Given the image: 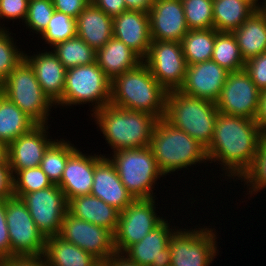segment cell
<instances>
[{"instance_id":"1","label":"cell","mask_w":266,"mask_h":266,"mask_svg":"<svg viewBox=\"0 0 266 266\" xmlns=\"http://www.w3.org/2000/svg\"><path fill=\"white\" fill-rule=\"evenodd\" d=\"M263 136L254 120L218 113L214 134L206 148L209 163L216 162L229 179L236 180L249 168ZM228 173V174H227Z\"/></svg>"},{"instance_id":"2","label":"cell","mask_w":266,"mask_h":266,"mask_svg":"<svg viewBox=\"0 0 266 266\" xmlns=\"http://www.w3.org/2000/svg\"><path fill=\"white\" fill-rule=\"evenodd\" d=\"M113 151L150 147L159 120L150 113L132 111L108 104L91 114Z\"/></svg>"},{"instance_id":"3","label":"cell","mask_w":266,"mask_h":266,"mask_svg":"<svg viewBox=\"0 0 266 266\" xmlns=\"http://www.w3.org/2000/svg\"><path fill=\"white\" fill-rule=\"evenodd\" d=\"M167 91L142 62L111 82L110 104L164 118Z\"/></svg>"},{"instance_id":"4","label":"cell","mask_w":266,"mask_h":266,"mask_svg":"<svg viewBox=\"0 0 266 266\" xmlns=\"http://www.w3.org/2000/svg\"><path fill=\"white\" fill-rule=\"evenodd\" d=\"M150 148L163 175L208 161L203 145L164 118L155 125Z\"/></svg>"},{"instance_id":"5","label":"cell","mask_w":266,"mask_h":266,"mask_svg":"<svg viewBox=\"0 0 266 266\" xmlns=\"http://www.w3.org/2000/svg\"><path fill=\"white\" fill-rule=\"evenodd\" d=\"M218 113L216 102L190 97L178 90L167 93L164 119L205 148L212 141Z\"/></svg>"},{"instance_id":"6","label":"cell","mask_w":266,"mask_h":266,"mask_svg":"<svg viewBox=\"0 0 266 266\" xmlns=\"http://www.w3.org/2000/svg\"><path fill=\"white\" fill-rule=\"evenodd\" d=\"M111 157L121 182L134 199L155 198L152 189L164 175L150 147L117 150Z\"/></svg>"},{"instance_id":"7","label":"cell","mask_w":266,"mask_h":266,"mask_svg":"<svg viewBox=\"0 0 266 266\" xmlns=\"http://www.w3.org/2000/svg\"><path fill=\"white\" fill-rule=\"evenodd\" d=\"M0 92L37 124H48L54 105L44 94L33 68L23 59L0 85Z\"/></svg>"},{"instance_id":"8","label":"cell","mask_w":266,"mask_h":266,"mask_svg":"<svg viewBox=\"0 0 266 266\" xmlns=\"http://www.w3.org/2000/svg\"><path fill=\"white\" fill-rule=\"evenodd\" d=\"M111 81L96 62L66 70L65 87L58 106L92 103L93 113L110 104Z\"/></svg>"},{"instance_id":"9","label":"cell","mask_w":266,"mask_h":266,"mask_svg":"<svg viewBox=\"0 0 266 266\" xmlns=\"http://www.w3.org/2000/svg\"><path fill=\"white\" fill-rule=\"evenodd\" d=\"M177 228L169 240L170 266H209L218 254L214 229ZM198 229V230H197Z\"/></svg>"},{"instance_id":"10","label":"cell","mask_w":266,"mask_h":266,"mask_svg":"<svg viewBox=\"0 0 266 266\" xmlns=\"http://www.w3.org/2000/svg\"><path fill=\"white\" fill-rule=\"evenodd\" d=\"M5 210L11 257L43 255L46 238L37 228L22 200L14 196L5 199Z\"/></svg>"},{"instance_id":"11","label":"cell","mask_w":266,"mask_h":266,"mask_svg":"<svg viewBox=\"0 0 266 266\" xmlns=\"http://www.w3.org/2000/svg\"><path fill=\"white\" fill-rule=\"evenodd\" d=\"M155 199H134L119 214L117 230L114 234V249L123 254L130 246L141 241L163 220L157 215Z\"/></svg>"},{"instance_id":"12","label":"cell","mask_w":266,"mask_h":266,"mask_svg":"<svg viewBox=\"0 0 266 266\" xmlns=\"http://www.w3.org/2000/svg\"><path fill=\"white\" fill-rule=\"evenodd\" d=\"M28 208L39 231L45 238L57 236L68 212V201L57 184L26 194H13Z\"/></svg>"},{"instance_id":"13","label":"cell","mask_w":266,"mask_h":266,"mask_svg":"<svg viewBox=\"0 0 266 266\" xmlns=\"http://www.w3.org/2000/svg\"><path fill=\"white\" fill-rule=\"evenodd\" d=\"M143 63L167 92L183 85L188 65L180 42L152 40Z\"/></svg>"},{"instance_id":"14","label":"cell","mask_w":266,"mask_h":266,"mask_svg":"<svg viewBox=\"0 0 266 266\" xmlns=\"http://www.w3.org/2000/svg\"><path fill=\"white\" fill-rule=\"evenodd\" d=\"M58 236L91 253L101 263L116 254L114 235L109 230L76 218L69 212L63 219Z\"/></svg>"},{"instance_id":"15","label":"cell","mask_w":266,"mask_h":266,"mask_svg":"<svg viewBox=\"0 0 266 266\" xmlns=\"http://www.w3.org/2000/svg\"><path fill=\"white\" fill-rule=\"evenodd\" d=\"M260 90L245 69L230 72L216 101L220 113L254 120Z\"/></svg>"},{"instance_id":"16","label":"cell","mask_w":266,"mask_h":266,"mask_svg":"<svg viewBox=\"0 0 266 266\" xmlns=\"http://www.w3.org/2000/svg\"><path fill=\"white\" fill-rule=\"evenodd\" d=\"M229 73L212 60L188 65L185 80L178 91L190 97L216 102Z\"/></svg>"},{"instance_id":"17","label":"cell","mask_w":266,"mask_h":266,"mask_svg":"<svg viewBox=\"0 0 266 266\" xmlns=\"http://www.w3.org/2000/svg\"><path fill=\"white\" fill-rule=\"evenodd\" d=\"M148 15L151 40L181 42L189 31L181 0H154Z\"/></svg>"},{"instance_id":"18","label":"cell","mask_w":266,"mask_h":266,"mask_svg":"<svg viewBox=\"0 0 266 266\" xmlns=\"http://www.w3.org/2000/svg\"><path fill=\"white\" fill-rule=\"evenodd\" d=\"M48 128L47 124H37L8 145V163L12 175L19 170L40 166L46 150L55 141L48 139Z\"/></svg>"},{"instance_id":"19","label":"cell","mask_w":266,"mask_h":266,"mask_svg":"<svg viewBox=\"0 0 266 266\" xmlns=\"http://www.w3.org/2000/svg\"><path fill=\"white\" fill-rule=\"evenodd\" d=\"M164 219L141 241L130 246L122 255L141 266H170L169 240L176 229Z\"/></svg>"},{"instance_id":"20","label":"cell","mask_w":266,"mask_h":266,"mask_svg":"<svg viewBox=\"0 0 266 266\" xmlns=\"http://www.w3.org/2000/svg\"><path fill=\"white\" fill-rule=\"evenodd\" d=\"M90 194L123 211L133 200L110 158L94 154V178Z\"/></svg>"},{"instance_id":"21","label":"cell","mask_w":266,"mask_h":266,"mask_svg":"<svg viewBox=\"0 0 266 266\" xmlns=\"http://www.w3.org/2000/svg\"><path fill=\"white\" fill-rule=\"evenodd\" d=\"M113 37L122 41L143 60L152 41L148 13L127 10L113 17Z\"/></svg>"},{"instance_id":"22","label":"cell","mask_w":266,"mask_h":266,"mask_svg":"<svg viewBox=\"0 0 266 266\" xmlns=\"http://www.w3.org/2000/svg\"><path fill=\"white\" fill-rule=\"evenodd\" d=\"M24 59L33 68L35 76L50 101L57 105L63 96L66 68L52 51L39 52L31 57L24 54Z\"/></svg>"},{"instance_id":"23","label":"cell","mask_w":266,"mask_h":266,"mask_svg":"<svg viewBox=\"0 0 266 266\" xmlns=\"http://www.w3.org/2000/svg\"><path fill=\"white\" fill-rule=\"evenodd\" d=\"M94 178V156L76 149L69 157L61 181L57 184L67 201L90 195Z\"/></svg>"},{"instance_id":"24","label":"cell","mask_w":266,"mask_h":266,"mask_svg":"<svg viewBox=\"0 0 266 266\" xmlns=\"http://www.w3.org/2000/svg\"><path fill=\"white\" fill-rule=\"evenodd\" d=\"M76 35L98 50L113 37V17L90 2L76 19Z\"/></svg>"},{"instance_id":"25","label":"cell","mask_w":266,"mask_h":266,"mask_svg":"<svg viewBox=\"0 0 266 266\" xmlns=\"http://www.w3.org/2000/svg\"><path fill=\"white\" fill-rule=\"evenodd\" d=\"M68 212L76 218L106 228L113 235L117 230L120 211L91 194L70 199Z\"/></svg>"},{"instance_id":"26","label":"cell","mask_w":266,"mask_h":266,"mask_svg":"<svg viewBox=\"0 0 266 266\" xmlns=\"http://www.w3.org/2000/svg\"><path fill=\"white\" fill-rule=\"evenodd\" d=\"M142 62L143 60L134 51L114 37L96 50V63L111 82Z\"/></svg>"},{"instance_id":"27","label":"cell","mask_w":266,"mask_h":266,"mask_svg":"<svg viewBox=\"0 0 266 266\" xmlns=\"http://www.w3.org/2000/svg\"><path fill=\"white\" fill-rule=\"evenodd\" d=\"M43 257L48 266H99L101 264L91 253L65 241L58 235L46 238Z\"/></svg>"},{"instance_id":"28","label":"cell","mask_w":266,"mask_h":266,"mask_svg":"<svg viewBox=\"0 0 266 266\" xmlns=\"http://www.w3.org/2000/svg\"><path fill=\"white\" fill-rule=\"evenodd\" d=\"M232 33L245 62L266 52V17L259 9Z\"/></svg>"},{"instance_id":"29","label":"cell","mask_w":266,"mask_h":266,"mask_svg":"<svg viewBox=\"0 0 266 266\" xmlns=\"http://www.w3.org/2000/svg\"><path fill=\"white\" fill-rule=\"evenodd\" d=\"M259 0H213L214 29L233 32L258 9Z\"/></svg>"},{"instance_id":"30","label":"cell","mask_w":266,"mask_h":266,"mask_svg":"<svg viewBox=\"0 0 266 266\" xmlns=\"http://www.w3.org/2000/svg\"><path fill=\"white\" fill-rule=\"evenodd\" d=\"M37 123L0 92V140L9 145Z\"/></svg>"},{"instance_id":"31","label":"cell","mask_w":266,"mask_h":266,"mask_svg":"<svg viewBox=\"0 0 266 266\" xmlns=\"http://www.w3.org/2000/svg\"><path fill=\"white\" fill-rule=\"evenodd\" d=\"M180 43L187 65L209 61L215 45V29L189 30Z\"/></svg>"},{"instance_id":"32","label":"cell","mask_w":266,"mask_h":266,"mask_svg":"<svg viewBox=\"0 0 266 266\" xmlns=\"http://www.w3.org/2000/svg\"><path fill=\"white\" fill-rule=\"evenodd\" d=\"M52 48L66 69L96 62V50L77 35Z\"/></svg>"},{"instance_id":"33","label":"cell","mask_w":266,"mask_h":266,"mask_svg":"<svg viewBox=\"0 0 266 266\" xmlns=\"http://www.w3.org/2000/svg\"><path fill=\"white\" fill-rule=\"evenodd\" d=\"M211 60L229 72L245 68V61L232 32H218L215 30V45Z\"/></svg>"},{"instance_id":"34","label":"cell","mask_w":266,"mask_h":266,"mask_svg":"<svg viewBox=\"0 0 266 266\" xmlns=\"http://www.w3.org/2000/svg\"><path fill=\"white\" fill-rule=\"evenodd\" d=\"M76 149L70 141L56 139L46 150L39 167L53 184L61 181L68 157Z\"/></svg>"},{"instance_id":"35","label":"cell","mask_w":266,"mask_h":266,"mask_svg":"<svg viewBox=\"0 0 266 266\" xmlns=\"http://www.w3.org/2000/svg\"><path fill=\"white\" fill-rule=\"evenodd\" d=\"M189 30L213 29V0H181Z\"/></svg>"},{"instance_id":"36","label":"cell","mask_w":266,"mask_h":266,"mask_svg":"<svg viewBox=\"0 0 266 266\" xmlns=\"http://www.w3.org/2000/svg\"><path fill=\"white\" fill-rule=\"evenodd\" d=\"M241 179L249 187V193L258 194L261 189L266 188V134H263L255 157L249 168L240 176Z\"/></svg>"},{"instance_id":"37","label":"cell","mask_w":266,"mask_h":266,"mask_svg":"<svg viewBox=\"0 0 266 266\" xmlns=\"http://www.w3.org/2000/svg\"><path fill=\"white\" fill-rule=\"evenodd\" d=\"M41 36L52 47L68 40L76 36V19L55 11Z\"/></svg>"},{"instance_id":"38","label":"cell","mask_w":266,"mask_h":266,"mask_svg":"<svg viewBox=\"0 0 266 266\" xmlns=\"http://www.w3.org/2000/svg\"><path fill=\"white\" fill-rule=\"evenodd\" d=\"M53 183L38 166L17 171L13 175V194H26L45 189Z\"/></svg>"},{"instance_id":"39","label":"cell","mask_w":266,"mask_h":266,"mask_svg":"<svg viewBox=\"0 0 266 266\" xmlns=\"http://www.w3.org/2000/svg\"><path fill=\"white\" fill-rule=\"evenodd\" d=\"M0 32V85L7 79L14 68L24 59L25 52L17 49L16 42L8 33Z\"/></svg>"},{"instance_id":"40","label":"cell","mask_w":266,"mask_h":266,"mask_svg":"<svg viewBox=\"0 0 266 266\" xmlns=\"http://www.w3.org/2000/svg\"><path fill=\"white\" fill-rule=\"evenodd\" d=\"M55 12L52 0H29L25 25L41 35Z\"/></svg>"},{"instance_id":"41","label":"cell","mask_w":266,"mask_h":266,"mask_svg":"<svg viewBox=\"0 0 266 266\" xmlns=\"http://www.w3.org/2000/svg\"><path fill=\"white\" fill-rule=\"evenodd\" d=\"M244 69L260 91L266 89V52L247 60Z\"/></svg>"},{"instance_id":"42","label":"cell","mask_w":266,"mask_h":266,"mask_svg":"<svg viewBox=\"0 0 266 266\" xmlns=\"http://www.w3.org/2000/svg\"><path fill=\"white\" fill-rule=\"evenodd\" d=\"M29 0H0V17L2 19H23L25 21Z\"/></svg>"},{"instance_id":"43","label":"cell","mask_w":266,"mask_h":266,"mask_svg":"<svg viewBox=\"0 0 266 266\" xmlns=\"http://www.w3.org/2000/svg\"><path fill=\"white\" fill-rule=\"evenodd\" d=\"M55 11L74 19L84 10L91 0H52Z\"/></svg>"},{"instance_id":"44","label":"cell","mask_w":266,"mask_h":266,"mask_svg":"<svg viewBox=\"0 0 266 266\" xmlns=\"http://www.w3.org/2000/svg\"><path fill=\"white\" fill-rule=\"evenodd\" d=\"M9 257H11V248L6 222L5 200H0V260Z\"/></svg>"},{"instance_id":"45","label":"cell","mask_w":266,"mask_h":266,"mask_svg":"<svg viewBox=\"0 0 266 266\" xmlns=\"http://www.w3.org/2000/svg\"><path fill=\"white\" fill-rule=\"evenodd\" d=\"M0 266H48L43 255L41 256H13L3 258Z\"/></svg>"},{"instance_id":"46","label":"cell","mask_w":266,"mask_h":266,"mask_svg":"<svg viewBox=\"0 0 266 266\" xmlns=\"http://www.w3.org/2000/svg\"><path fill=\"white\" fill-rule=\"evenodd\" d=\"M13 197V175L9 164H0V200Z\"/></svg>"},{"instance_id":"47","label":"cell","mask_w":266,"mask_h":266,"mask_svg":"<svg viewBox=\"0 0 266 266\" xmlns=\"http://www.w3.org/2000/svg\"><path fill=\"white\" fill-rule=\"evenodd\" d=\"M91 2L111 17L118 16L128 10L124 0H91Z\"/></svg>"},{"instance_id":"48","label":"cell","mask_w":266,"mask_h":266,"mask_svg":"<svg viewBox=\"0 0 266 266\" xmlns=\"http://www.w3.org/2000/svg\"><path fill=\"white\" fill-rule=\"evenodd\" d=\"M255 124L263 134H266V89L260 91L258 109L254 118Z\"/></svg>"},{"instance_id":"49","label":"cell","mask_w":266,"mask_h":266,"mask_svg":"<svg viewBox=\"0 0 266 266\" xmlns=\"http://www.w3.org/2000/svg\"><path fill=\"white\" fill-rule=\"evenodd\" d=\"M124 2L128 10L149 13L154 0H124Z\"/></svg>"},{"instance_id":"50","label":"cell","mask_w":266,"mask_h":266,"mask_svg":"<svg viewBox=\"0 0 266 266\" xmlns=\"http://www.w3.org/2000/svg\"><path fill=\"white\" fill-rule=\"evenodd\" d=\"M102 264L104 266H141L129 261L125 256L118 253L110 257L107 261L102 262Z\"/></svg>"},{"instance_id":"51","label":"cell","mask_w":266,"mask_h":266,"mask_svg":"<svg viewBox=\"0 0 266 266\" xmlns=\"http://www.w3.org/2000/svg\"><path fill=\"white\" fill-rule=\"evenodd\" d=\"M0 164L8 163V145L0 140Z\"/></svg>"},{"instance_id":"52","label":"cell","mask_w":266,"mask_h":266,"mask_svg":"<svg viewBox=\"0 0 266 266\" xmlns=\"http://www.w3.org/2000/svg\"><path fill=\"white\" fill-rule=\"evenodd\" d=\"M264 2H261L262 4L258 6V9L264 14L266 17V0H263Z\"/></svg>"},{"instance_id":"53","label":"cell","mask_w":266,"mask_h":266,"mask_svg":"<svg viewBox=\"0 0 266 266\" xmlns=\"http://www.w3.org/2000/svg\"><path fill=\"white\" fill-rule=\"evenodd\" d=\"M0 19H1V17H0ZM6 29L7 28H5V26L3 28L0 26V32L6 31Z\"/></svg>"}]
</instances>
